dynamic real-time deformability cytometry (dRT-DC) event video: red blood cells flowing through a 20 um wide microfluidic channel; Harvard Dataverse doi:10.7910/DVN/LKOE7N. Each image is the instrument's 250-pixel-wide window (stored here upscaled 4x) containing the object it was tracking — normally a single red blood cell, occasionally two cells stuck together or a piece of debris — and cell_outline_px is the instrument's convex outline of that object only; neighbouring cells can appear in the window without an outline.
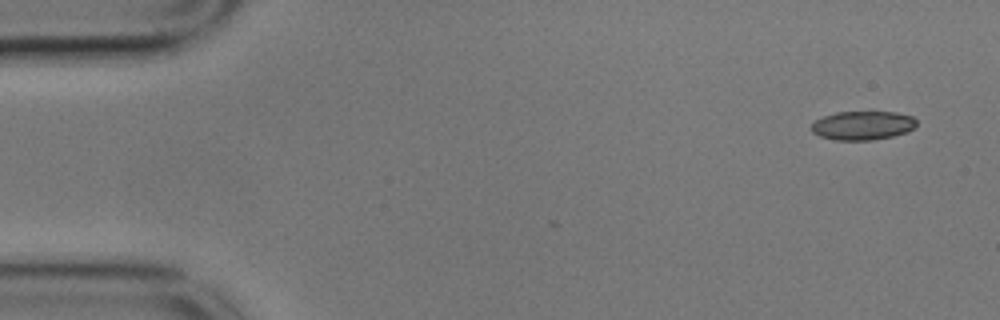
{"species": "common noctule bat (a hibernating species)", "species_latin": "Nyctalus noctula", "temperature_condition": "cold", "stored_images_in_passage": 3, "camera_frame_rate_fps": 3000, "um_per_image_px": 0.085, "animal": {"sex": "male", "body_mass_g": 17.9}, "frame": {"image": 1, "passage_image": 1, "time_ms": 0.0, "image_size_px": [1000, 320], "cell_outline_px": [[916, 124], [912, 128], [904, 132], [892, 136], [872, 140], [836, 140], [820, 136], [812, 132], [812, 124], [816, 120], [824, 116], [836, 112], [872, 108], [896, 112], [912, 116], [916, 120]], "centroid_in_image_um": [73.33, 10.6], "position_along_channel_um": 11.7, "area_um2": 18.32}}